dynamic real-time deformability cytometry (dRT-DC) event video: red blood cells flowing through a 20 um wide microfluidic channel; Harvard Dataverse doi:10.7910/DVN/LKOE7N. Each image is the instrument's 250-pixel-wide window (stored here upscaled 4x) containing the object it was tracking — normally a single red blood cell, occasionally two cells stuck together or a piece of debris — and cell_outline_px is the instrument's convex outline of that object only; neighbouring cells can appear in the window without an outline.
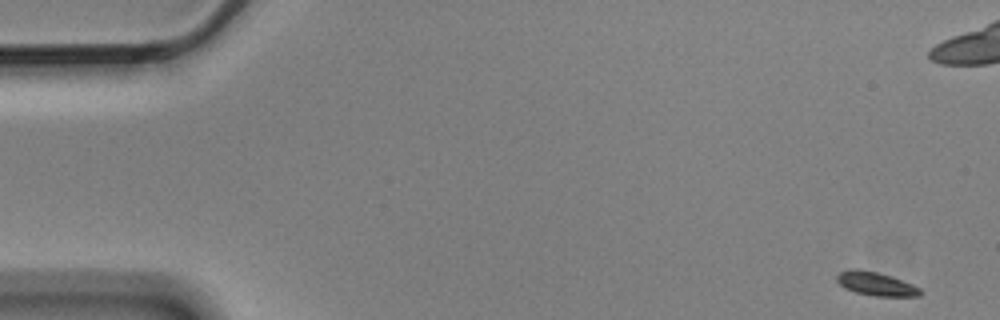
{"species": "Egyptian fruit bat (a non-hibernating species)", "species_latin": "Rousettus aegyptiacus", "temperature_condition": "cold", "stored_images_in_passage": 5, "camera_frame_rate_fps": 3000, "um_per_image_px": 0.085, "animal": {"sex": "male"}, "frame": {"image": 1, "passage_image": 1, "time_ms": 0.0, "image_size_px": [1000, 320], "cell_outline_px": [[920, 296], [872, 296], [856, 292], [844, 288], [836, 280], [836, 276], [840, 272], [852, 268], [856, 268], [876, 272], [892, 276], [912, 284], [920, 288]], "centroid_in_image_um": [74.43, 24.12], "position_along_channel_um": 10.6, "area_um2": 11.44}}